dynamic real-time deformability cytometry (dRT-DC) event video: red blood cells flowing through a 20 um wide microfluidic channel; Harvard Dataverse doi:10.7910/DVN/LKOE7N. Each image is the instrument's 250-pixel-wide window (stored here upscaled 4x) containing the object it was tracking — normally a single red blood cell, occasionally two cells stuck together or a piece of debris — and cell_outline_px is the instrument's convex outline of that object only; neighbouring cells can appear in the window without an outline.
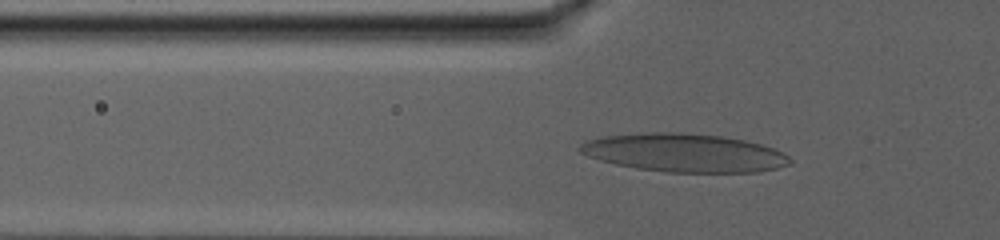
{"species": "human", "species_latin": "Homo sapiens", "temperature_condition": "warm", "stored_images_in_passage": 68, "camera_frame_rate_fps": 3000, "um_per_image_px": 0.085, "donor": {"sex": "male"}, "frame": {"image": 1, "passage_image": 26, "time_ms": 8.333, "image_size_px": [1000, 240], "cell_outline_px": [[792, 164], [760, 172], [668, 172], [636, 168], [616, 164], [600, 160], [588, 156], [580, 152], [576, 148], [580, 144], [588, 140], [604, 136], [640, 132], [672, 132], [720, 136], [744, 140], [760, 144], [784, 152], [792, 160]], "centroid_in_image_um": [58.16, 12.99], "position_along_channel_um": 67.6, "area_um2": 46.88}}
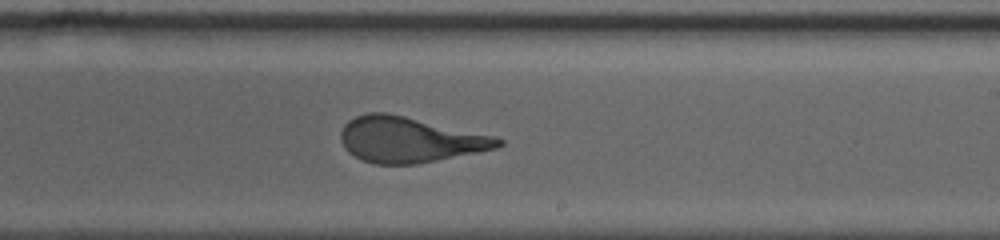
{"frame": {"image": 2, "passage_image": 46, "time_ms": 15.0, "image_size_px": [1000, 240], "cell_outline_px": [[504, 144], [496, 148], [416, 164], [376, 164], [364, 160], [348, 152], [340, 140], [340, 132], [344, 124], [348, 120], [356, 116], [368, 112], [384, 112], [404, 116], [492, 136], [504, 140]], "centroid_in_image_um": [34.75, 11.87], "position_along_channel_um": 254.3, "area_um2": 41.1}}
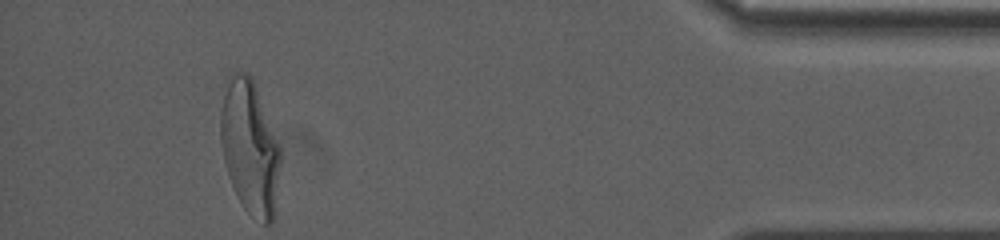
{"frame": {"image": 3, "passage_image": 68, "time_ms": 22.333, "image_size_px": [1000, 240], "cell_outline_px": [[280, 164], [272, 220], [268, 224], [264, 224], [248, 212], [244, 208], [228, 176], [224, 160], [220, 140], [220, 112], [224, 96], [232, 68], [248, 72], [252, 76], [280, 144]], "centroid_in_image_um": [21.22, 12.43], "position_along_channel_um": 414.0, "area_um2": 46.41}, "authors_computed_cell_mechanics": {"area_um2": 44.1592, "velocity_mm_per_s": 2.8621, "shape_relaxation_time_tau1_ms": 7.6048, "shape_relaxation_time_tau2_ms": 1.1367, "deformation_change_tau1": 0.2569, "deformation_change_tau2": 0.1084}}